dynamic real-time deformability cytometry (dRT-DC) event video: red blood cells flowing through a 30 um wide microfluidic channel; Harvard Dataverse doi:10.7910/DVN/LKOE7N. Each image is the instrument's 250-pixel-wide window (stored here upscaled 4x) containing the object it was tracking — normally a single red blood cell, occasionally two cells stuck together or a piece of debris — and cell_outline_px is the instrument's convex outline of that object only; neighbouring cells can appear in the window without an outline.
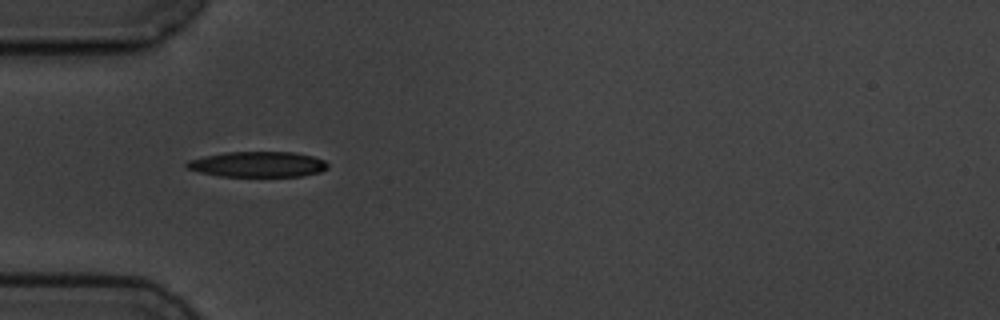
{"species": "common noctule bat (a hibernating species)", "species_latin": "Nyctalus noctula", "temperature_condition": "cold", "stored_images_in_passage": 6, "camera_frame_rate_fps": 3000, "um_per_image_px": 0.085, "animal": {"sex": "male", "body_mass_g": 19.5, "forearm_length_mm": 54.6}, "frame": {"image": 1, "passage_image": 4, "time_ms": 3.333, "image_size_px": [1000, 320], "cell_outline_px": [[328, 168], [320, 172], [300, 176], [220, 176], [200, 172], [188, 168], [184, 164], [188, 160], [204, 156], [224, 152], [296, 152], [312, 156], [324, 160], [328, 164]], "centroid_in_image_um": [21.91, 13.96], "position_along_channel_um": 63.1, "area_um2": 20.92}}
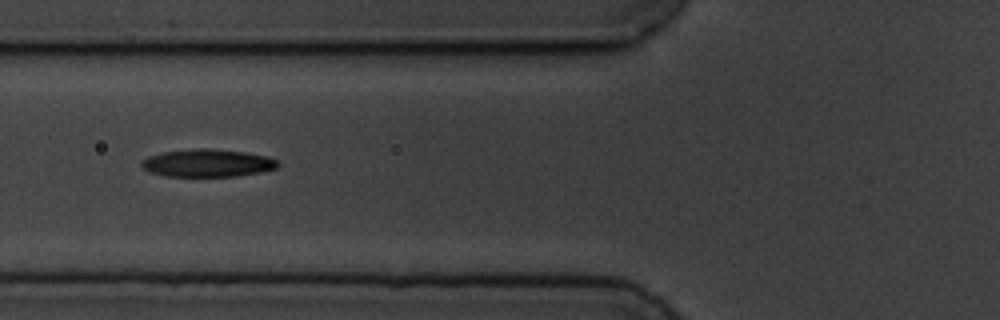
{"frame": {"image": 2, "passage_image": 5, "time_ms": 4.667, "image_size_px": [1000, 320], "cell_outline_px": [[280, 164], [276, 168], [260, 172], [236, 176], [164, 176], [148, 172], [140, 164], [140, 160], [148, 156], [164, 152], [200, 148], [208, 148], [244, 152], [268, 156], [276, 160]], "centroid_in_image_um": [17.61, 13.86], "position_along_channel_um": 108.2, "area_um2": 21.96}}
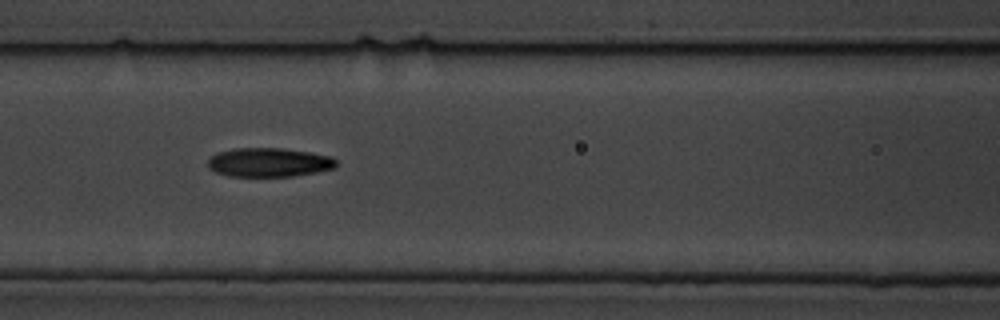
{"frame": {"image": 3, "passage_image": 6, "time_ms": 5.667, "image_size_px": [1000, 320], "cell_outline_px": [[336, 168], [316, 172], [292, 176], [228, 176], [216, 172], [208, 168], [208, 160], [212, 156], [220, 152], [236, 148], [280, 148], [308, 152], [332, 156], [336, 160]], "centroid_in_image_um": [22.88, 13.8], "position_along_channel_um": 143.7, "area_um2": 21.56}}